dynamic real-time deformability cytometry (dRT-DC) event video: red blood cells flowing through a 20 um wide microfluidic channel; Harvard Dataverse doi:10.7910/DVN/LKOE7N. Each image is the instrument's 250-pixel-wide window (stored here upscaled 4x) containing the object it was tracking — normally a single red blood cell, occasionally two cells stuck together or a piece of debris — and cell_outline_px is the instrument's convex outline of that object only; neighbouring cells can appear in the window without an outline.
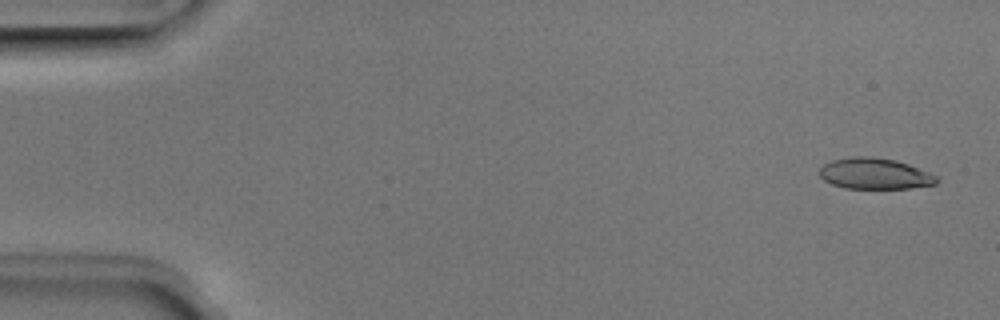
{"species": "Egyptian fruit bat (a non-hibernating species)", "species_latin": "Rousettus aegyptiacus", "temperature_condition": "room temperature", "stored_images_in_passage": 49, "camera_frame_rate_fps": 3000, "um_per_image_px": 0.085, "animal": {"sex": "male"}, "frame": {"image": 1, "passage_image": 2, "time_ms": 0.333, "image_size_px": [1000, 320], "cell_outline_px": [[940, 180], [936, 184], [908, 188], [844, 188], [832, 184], [824, 180], [820, 176], [820, 168], [824, 164], [832, 160], [852, 156], [872, 156], [896, 160], [908, 164], [928, 172], [936, 176]], "centroid_in_image_um": [74.35, 14.75], "position_along_channel_um": 10.7, "area_um2": 21.15}}
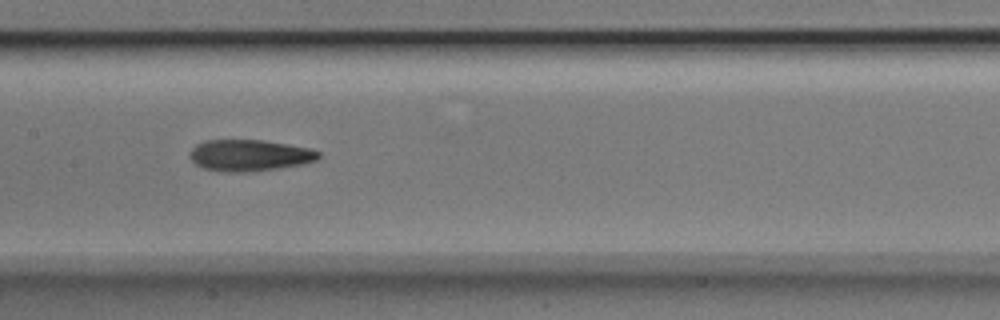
{"frame": {"image": 2, "passage_image": 25, "time_ms": 8.0, "image_size_px": [1000, 320], "cell_outline_px": [[320, 156], [316, 160], [304, 164], [280, 168], [244, 172], [224, 172], [204, 168], [196, 164], [188, 156], [192, 148], [196, 144], [204, 140], [264, 140], [312, 148], [320, 152]], "centroid_in_image_um": [21.22, 13.2], "position_along_channel_um": 186.2, "area_um2": 23.76}}
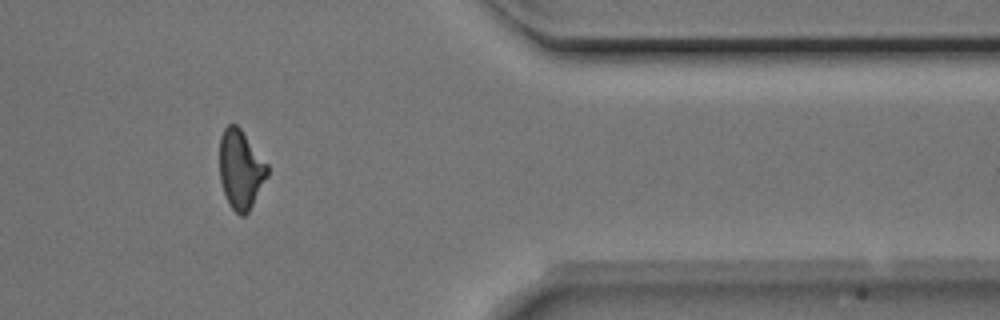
{"frame": {"image": 3, "passage_image": 42, "time_ms": 13.667, "image_size_px": [1000, 320], "cell_outline_px": [[268, 176], [248, 212], [244, 216], [240, 216], [232, 208], [224, 192], [220, 180], [220, 136], [224, 128], [228, 124], [236, 124], [240, 128], [268, 164]], "centroid_in_image_um": [20.46, 14.38], "position_along_channel_um": 390.9, "area_um2": 21.85}, "authors_computed_cell_mechanics": {"area_um2": 22.542, "velocity_mm_per_s": 3.9868, "shape_relaxation_time_tau1_ms": 9.1268, "shape_relaxation_time_tau2_ms": 4.1106, "deformation_change_tau1": 0.2418, "deformation_change_tau2": 0.139}}